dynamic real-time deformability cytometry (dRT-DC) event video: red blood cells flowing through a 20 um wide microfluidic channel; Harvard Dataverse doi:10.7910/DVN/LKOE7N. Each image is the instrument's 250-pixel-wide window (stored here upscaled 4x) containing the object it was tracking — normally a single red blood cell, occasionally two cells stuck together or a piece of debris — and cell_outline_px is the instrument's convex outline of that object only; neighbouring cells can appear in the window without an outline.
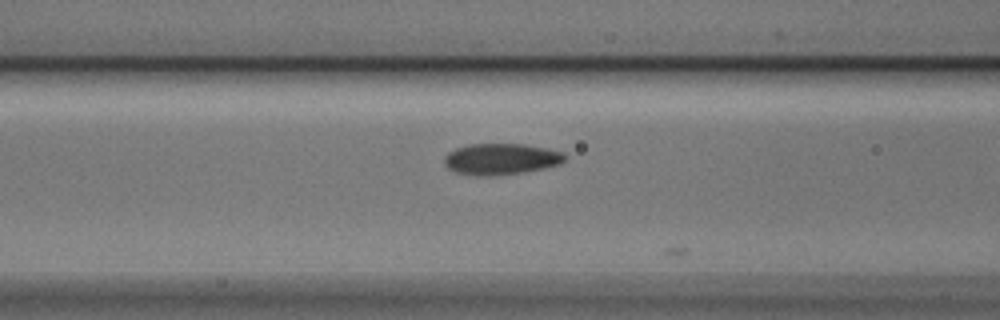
{"species": "Egyptian fruit bat (a non-hibernating species)", "species_latin": "Rousettus aegyptiacus", "temperature_condition": "cold", "stored_images_in_passage": 21, "camera_frame_rate_fps": 3000, "um_per_image_px": 0.085, "animal": {"sex": "male"}, "frame": {"image": 1, "passage_image": 19, "time_ms": 6.0, "image_size_px": [1000, 320], "cell_outline_px": [[564, 160], [560, 164], [544, 168], [520, 172], [488, 176], [476, 176], [456, 172], [448, 168], [444, 164], [444, 156], [448, 152], [456, 148], [468, 144], [524, 144], [544, 148], [560, 152], [564, 156]], "centroid_in_image_um": [42.51, 13.51], "position_along_channel_um": 124.1, "area_um2": 21.68}}